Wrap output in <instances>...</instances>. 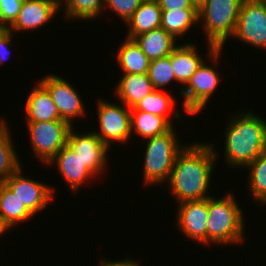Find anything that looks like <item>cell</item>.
Segmentation results:
<instances>
[{
	"label": "cell",
	"mask_w": 266,
	"mask_h": 266,
	"mask_svg": "<svg viewBox=\"0 0 266 266\" xmlns=\"http://www.w3.org/2000/svg\"><path fill=\"white\" fill-rule=\"evenodd\" d=\"M190 4L199 11L207 2V0H189Z\"/></svg>",
	"instance_id": "35"
},
{
	"label": "cell",
	"mask_w": 266,
	"mask_h": 266,
	"mask_svg": "<svg viewBox=\"0 0 266 266\" xmlns=\"http://www.w3.org/2000/svg\"><path fill=\"white\" fill-rule=\"evenodd\" d=\"M7 29V27L0 23V36L4 33V31Z\"/></svg>",
	"instance_id": "37"
},
{
	"label": "cell",
	"mask_w": 266,
	"mask_h": 266,
	"mask_svg": "<svg viewBox=\"0 0 266 266\" xmlns=\"http://www.w3.org/2000/svg\"><path fill=\"white\" fill-rule=\"evenodd\" d=\"M75 131H77L75 126L70 129L67 145L80 157L84 166L96 176L95 179L101 178L108 166L109 147L91 129L83 133Z\"/></svg>",
	"instance_id": "12"
},
{
	"label": "cell",
	"mask_w": 266,
	"mask_h": 266,
	"mask_svg": "<svg viewBox=\"0 0 266 266\" xmlns=\"http://www.w3.org/2000/svg\"><path fill=\"white\" fill-rule=\"evenodd\" d=\"M14 33H12L8 28L4 31V33L0 36V66L5 64L4 61L9 59L10 56V45L12 44V39Z\"/></svg>",
	"instance_id": "32"
},
{
	"label": "cell",
	"mask_w": 266,
	"mask_h": 266,
	"mask_svg": "<svg viewBox=\"0 0 266 266\" xmlns=\"http://www.w3.org/2000/svg\"><path fill=\"white\" fill-rule=\"evenodd\" d=\"M5 119L6 117H0V182L13 174L22 163L12 140V131Z\"/></svg>",
	"instance_id": "24"
},
{
	"label": "cell",
	"mask_w": 266,
	"mask_h": 266,
	"mask_svg": "<svg viewBox=\"0 0 266 266\" xmlns=\"http://www.w3.org/2000/svg\"><path fill=\"white\" fill-rule=\"evenodd\" d=\"M175 126L164 134L146 139L143 160V185L145 187L164 186L168 181L176 155L187 143L177 136ZM181 140V141H180Z\"/></svg>",
	"instance_id": "4"
},
{
	"label": "cell",
	"mask_w": 266,
	"mask_h": 266,
	"mask_svg": "<svg viewBox=\"0 0 266 266\" xmlns=\"http://www.w3.org/2000/svg\"><path fill=\"white\" fill-rule=\"evenodd\" d=\"M115 60L122 71L121 74H147L150 60L142 52L133 39L126 38L119 44Z\"/></svg>",
	"instance_id": "23"
},
{
	"label": "cell",
	"mask_w": 266,
	"mask_h": 266,
	"mask_svg": "<svg viewBox=\"0 0 266 266\" xmlns=\"http://www.w3.org/2000/svg\"><path fill=\"white\" fill-rule=\"evenodd\" d=\"M5 234H6V233L4 232V230L0 227V237H1V236H5Z\"/></svg>",
	"instance_id": "38"
},
{
	"label": "cell",
	"mask_w": 266,
	"mask_h": 266,
	"mask_svg": "<svg viewBox=\"0 0 266 266\" xmlns=\"http://www.w3.org/2000/svg\"><path fill=\"white\" fill-rule=\"evenodd\" d=\"M120 77L113 87V96L130 109L155 90L148 74H121Z\"/></svg>",
	"instance_id": "18"
},
{
	"label": "cell",
	"mask_w": 266,
	"mask_h": 266,
	"mask_svg": "<svg viewBox=\"0 0 266 266\" xmlns=\"http://www.w3.org/2000/svg\"><path fill=\"white\" fill-rule=\"evenodd\" d=\"M106 0H67L60 8L63 9L64 19L67 21H90L104 14ZM65 6V7H64Z\"/></svg>",
	"instance_id": "28"
},
{
	"label": "cell",
	"mask_w": 266,
	"mask_h": 266,
	"mask_svg": "<svg viewBox=\"0 0 266 266\" xmlns=\"http://www.w3.org/2000/svg\"><path fill=\"white\" fill-rule=\"evenodd\" d=\"M116 103V104H115ZM98 128L93 132L111 149L112 143L128 144L131 137V109L124 103L97 98ZM98 132H97V131ZM114 141V142H113Z\"/></svg>",
	"instance_id": "7"
},
{
	"label": "cell",
	"mask_w": 266,
	"mask_h": 266,
	"mask_svg": "<svg viewBox=\"0 0 266 266\" xmlns=\"http://www.w3.org/2000/svg\"><path fill=\"white\" fill-rule=\"evenodd\" d=\"M206 44L208 61L205 60L201 64L180 94V97H183V113L190 114V116H195L207 109L210 100L213 99L210 97L214 95L223 79L219 75L220 72L216 70L217 63L222 60L223 49H217L210 43Z\"/></svg>",
	"instance_id": "5"
},
{
	"label": "cell",
	"mask_w": 266,
	"mask_h": 266,
	"mask_svg": "<svg viewBox=\"0 0 266 266\" xmlns=\"http://www.w3.org/2000/svg\"><path fill=\"white\" fill-rule=\"evenodd\" d=\"M33 156L46 165L66 144L72 126L65 120L25 122Z\"/></svg>",
	"instance_id": "8"
},
{
	"label": "cell",
	"mask_w": 266,
	"mask_h": 266,
	"mask_svg": "<svg viewBox=\"0 0 266 266\" xmlns=\"http://www.w3.org/2000/svg\"><path fill=\"white\" fill-rule=\"evenodd\" d=\"M25 122L62 120L48 90L38 81L24 103Z\"/></svg>",
	"instance_id": "17"
},
{
	"label": "cell",
	"mask_w": 266,
	"mask_h": 266,
	"mask_svg": "<svg viewBox=\"0 0 266 266\" xmlns=\"http://www.w3.org/2000/svg\"><path fill=\"white\" fill-rule=\"evenodd\" d=\"M173 95L174 94L172 92L170 93L167 90L155 89L153 92L145 96L137 105L131 108V111H144L157 116H162L172 126H175L172 120L175 119L174 121H178V123H180L179 121L183 120L181 118L183 114L181 111L179 112V109L175 110L177 97Z\"/></svg>",
	"instance_id": "20"
},
{
	"label": "cell",
	"mask_w": 266,
	"mask_h": 266,
	"mask_svg": "<svg viewBox=\"0 0 266 266\" xmlns=\"http://www.w3.org/2000/svg\"><path fill=\"white\" fill-rule=\"evenodd\" d=\"M99 266H141L139 261H136V258L134 260L132 258H129L128 256L125 257L123 260H110L105 257H100V261L98 263Z\"/></svg>",
	"instance_id": "34"
},
{
	"label": "cell",
	"mask_w": 266,
	"mask_h": 266,
	"mask_svg": "<svg viewBox=\"0 0 266 266\" xmlns=\"http://www.w3.org/2000/svg\"><path fill=\"white\" fill-rule=\"evenodd\" d=\"M133 40L150 61L169 56L180 44L161 27L139 34Z\"/></svg>",
	"instance_id": "21"
},
{
	"label": "cell",
	"mask_w": 266,
	"mask_h": 266,
	"mask_svg": "<svg viewBox=\"0 0 266 266\" xmlns=\"http://www.w3.org/2000/svg\"><path fill=\"white\" fill-rule=\"evenodd\" d=\"M46 164V167H57V172L73 193H78L83 184L95 180L96 177L67 144Z\"/></svg>",
	"instance_id": "14"
},
{
	"label": "cell",
	"mask_w": 266,
	"mask_h": 266,
	"mask_svg": "<svg viewBox=\"0 0 266 266\" xmlns=\"http://www.w3.org/2000/svg\"><path fill=\"white\" fill-rule=\"evenodd\" d=\"M34 217L9 187L0 182V227L4 232L8 233L13 227L16 229L17 225Z\"/></svg>",
	"instance_id": "19"
},
{
	"label": "cell",
	"mask_w": 266,
	"mask_h": 266,
	"mask_svg": "<svg viewBox=\"0 0 266 266\" xmlns=\"http://www.w3.org/2000/svg\"><path fill=\"white\" fill-rule=\"evenodd\" d=\"M204 142L187 141L188 144L176 155L170 177L164 185L177 204L213 196L208 192L210 186L213 187L212 174L220 157L213 142Z\"/></svg>",
	"instance_id": "1"
},
{
	"label": "cell",
	"mask_w": 266,
	"mask_h": 266,
	"mask_svg": "<svg viewBox=\"0 0 266 266\" xmlns=\"http://www.w3.org/2000/svg\"><path fill=\"white\" fill-rule=\"evenodd\" d=\"M162 11L156 0H145L134 14L124 24L128 31L126 38L135 36L161 27Z\"/></svg>",
	"instance_id": "22"
},
{
	"label": "cell",
	"mask_w": 266,
	"mask_h": 266,
	"mask_svg": "<svg viewBox=\"0 0 266 266\" xmlns=\"http://www.w3.org/2000/svg\"><path fill=\"white\" fill-rule=\"evenodd\" d=\"M197 25L198 11L196 9L162 11L161 28L178 41Z\"/></svg>",
	"instance_id": "25"
},
{
	"label": "cell",
	"mask_w": 266,
	"mask_h": 266,
	"mask_svg": "<svg viewBox=\"0 0 266 266\" xmlns=\"http://www.w3.org/2000/svg\"><path fill=\"white\" fill-rule=\"evenodd\" d=\"M176 208V225L185 237L207 247L208 198L184 201Z\"/></svg>",
	"instance_id": "13"
},
{
	"label": "cell",
	"mask_w": 266,
	"mask_h": 266,
	"mask_svg": "<svg viewBox=\"0 0 266 266\" xmlns=\"http://www.w3.org/2000/svg\"><path fill=\"white\" fill-rule=\"evenodd\" d=\"M61 9L49 0H23L17 18L8 27L12 32L34 31L53 20ZM52 19V20H51Z\"/></svg>",
	"instance_id": "15"
},
{
	"label": "cell",
	"mask_w": 266,
	"mask_h": 266,
	"mask_svg": "<svg viewBox=\"0 0 266 266\" xmlns=\"http://www.w3.org/2000/svg\"><path fill=\"white\" fill-rule=\"evenodd\" d=\"M23 0H0V23L7 28L17 18Z\"/></svg>",
	"instance_id": "31"
},
{
	"label": "cell",
	"mask_w": 266,
	"mask_h": 266,
	"mask_svg": "<svg viewBox=\"0 0 266 266\" xmlns=\"http://www.w3.org/2000/svg\"><path fill=\"white\" fill-rule=\"evenodd\" d=\"M145 0H106L104 9H111L124 23L134 14Z\"/></svg>",
	"instance_id": "30"
},
{
	"label": "cell",
	"mask_w": 266,
	"mask_h": 266,
	"mask_svg": "<svg viewBox=\"0 0 266 266\" xmlns=\"http://www.w3.org/2000/svg\"><path fill=\"white\" fill-rule=\"evenodd\" d=\"M215 196L208 198L207 247L244 244L247 219L237 197L229 191L226 196Z\"/></svg>",
	"instance_id": "3"
},
{
	"label": "cell",
	"mask_w": 266,
	"mask_h": 266,
	"mask_svg": "<svg viewBox=\"0 0 266 266\" xmlns=\"http://www.w3.org/2000/svg\"><path fill=\"white\" fill-rule=\"evenodd\" d=\"M148 77L154 89L167 90L166 87L171 83L176 82L175 74L173 72L170 55L151 60L148 68Z\"/></svg>",
	"instance_id": "29"
},
{
	"label": "cell",
	"mask_w": 266,
	"mask_h": 266,
	"mask_svg": "<svg viewBox=\"0 0 266 266\" xmlns=\"http://www.w3.org/2000/svg\"><path fill=\"white\" fill-rule=\"evenodd\" d=\"M266 50V2L243 0L232 39Z\"/></svg>",
	"instance_id": "9"
},
{
	"label": "cell",
	"mask_w": 266,
	"mask_h": 266,
	"mask_svg": "<svg viewBox=\"0 0 266 266\" xmlns=\"http://www.w3.org/2000/svg\"><path fill=\"white\" fill-rule=\"evenodd\" d=\"M49 92L52 101L59 109L60 118L67 121L72 127L76 120L81 117L86 118V108L83 99L74 85L68 82L61 75H44L38 80Z\"/></svg>",
	"instance_id": "11"
},
{
	"label": "cell",
	"mask_w": 266,
	"mask_h": 266,
	"mask_svg": "<svg viewBox=\"0 0 266 266\" xmlns=\"http://www.w3.org/2000/svg\"><path fill=\"white\" fill-rule=\"evenodd\" d=\"M196 45L198 44L193 42L180 43L170 54L176 81L178 85L179 83L181 85L180 88H178V94H181L182 89L187 85L191 76L205 61V57H203L204 54L201 55Z\"/></svg>",
	"instance_id": "16"
},
{
	"label": "cell",
	"mask_w": 266,
	"mask_h": 266,
	"mask_svg": "<svg viewBox=\"0 0 266 266\" xmlns=\"http://www.w3.org/2000/svg\"><path fill=\"white\" fill-rule=\"evenodd\" d=\"M242 1L207 0L198 11V26L202 25L207 43L217 49H225V43L233 37L236 30Z\"/></svg>",
	"instance_id": "6"
},
{
	"label": "cell",
	"mask_w": 266,
	"mask_h": 266,
	"mask_svg": "<svg viewBox=\"0 0 266 266\" xmlns=\"http://www.w3.org/2000/svg\"><path fill=\"white\" fill-rule=\"evenodd\" d=\"M173 126L162 116L144 111H131V137L133 133L146 140L169 131Z\"/></svg>",
	"instance_id": "26"
},
{
	"label": "cell",
	"mask_w": 266,
	"mask_h": 266,
	"mask_svg": "<svg viewBox=\"0 0 266 266\" xmlns=\"http://www.w3.org/2000/svg\"><path fill=\"white\" fill-rule=\"evenodd\" d=\"M49 1L55 3L59 8H61L67 2V0H49Z\"/></svg>",
	"instance_id": "36"
},
{
	"label": "cell",
	"mask_w": 266,
	"mask_h": 266,
	"mask_svg": "<svg viewBox=\"0 0 266 266\" xmlns=\"http://www.w3.org/2000/svg\"><path fill=\"white\" fill-rule=\"evenodd\" d=\"M24 166L21 165L13 174L3 182L9 189L20 199L24 206L35 216L39 211L47 208L49 203L54 199L52 184H46L38 179L26 176ZM55 190V191H54Z\"/></svg>",
	"instance_id": "10"
},
{
	"label": "cell",
	"mask_w": 266,
	"mask_h": 266,
	"mask_svg": "<svg viewBox=\"0 0 266 266\" xmlns=\"http://www.w3.org/2000/svg\"><path fill=\"white\" fill-rule=\"evenodd\" d=\"M224 130V162L229 168H245L266 151V120L254 111L229 114Z\"/></svg>",
	"instance_id": "2"
},
{
	"label": "cell",
	"mask_w": 266,
	"mask_h": 266,
	"mask_svg": "<svg viewBox=\"0 0 266 266\" xmlns=\"http://www.w3.org/2000/svg\"><path fill=\"white\" fill-rule=\"evenodd\" d=\"M161 11L175 9H195L189 0H156Z\"/></svg>",
	"instance_id": "33"
},
{
	"label": "cell",
	"mask_w": 266,
	"mask_h": 266,
	"mask_svg": "<svg viewBox=\"0 0 266 266\" xmlns=\"http://www.w3.org/2000/svg\"><path fill=\"white\" fill-rule=\"evenodd\" d=\"M244 169L248 170L246 176L249 196H252L259 206L266 207V151Z\"/></svg>",
	"instance_id": "27"
}]
</instances>
